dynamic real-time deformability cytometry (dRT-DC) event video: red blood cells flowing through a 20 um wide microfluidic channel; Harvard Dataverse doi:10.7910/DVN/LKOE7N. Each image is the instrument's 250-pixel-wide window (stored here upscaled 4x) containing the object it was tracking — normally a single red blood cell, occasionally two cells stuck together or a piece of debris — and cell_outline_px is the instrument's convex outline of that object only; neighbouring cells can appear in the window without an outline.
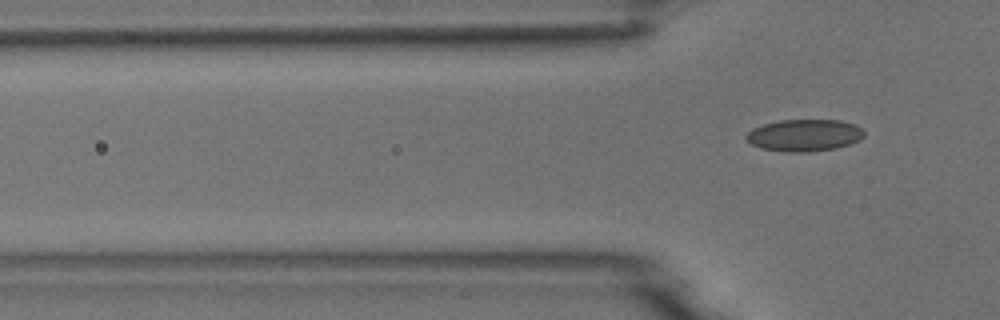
{"species": "common noctule bat (a hibernating species)", "species_latin": "Nyctalus noctula", "temperature_condition": "room temperature", "stored_images_in_passage": 6, "camera_frame_rate_fps": 3000, "um_per_image_px": 0.085, "animal": {"sex": "male", "body_mass_g": 18.8}, "frame": {"image": 1, "passage_image": 6, "time_ms": 6.667, "image_size_px": [1000, 320], "cell_outline_px": [[864, 136], [860, 140], [836, 148], [808, 152], [784, 152], [760, 148], [752, 144], [744, 136], [752, 128], [764, 124], [780, 120], [840, 120], [852, 124], [860, 128], [864, 132]], "centroid_in_image_um": [68.34, 11.5], "position_along_channel_um": 57.5, "area_um2": 21.91}}